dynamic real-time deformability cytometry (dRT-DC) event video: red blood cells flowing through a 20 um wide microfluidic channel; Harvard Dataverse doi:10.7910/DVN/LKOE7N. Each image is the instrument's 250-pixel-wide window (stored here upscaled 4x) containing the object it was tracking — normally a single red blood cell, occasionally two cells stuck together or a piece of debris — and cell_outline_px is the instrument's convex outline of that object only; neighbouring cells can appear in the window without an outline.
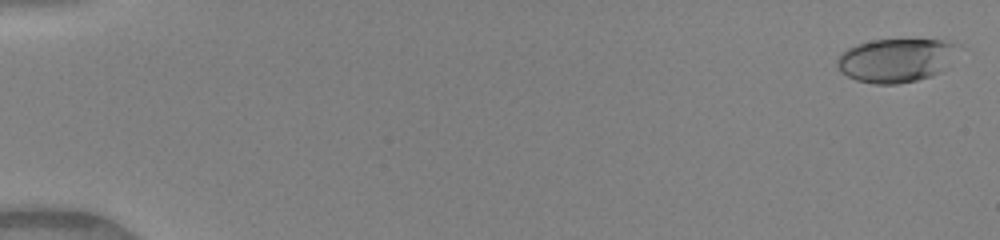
{"species": "human", "species_latin": "Homo sapiens", "temperature_condition": "warm", "stored_images_in_passage": 50, "camera_frame_rate_fps": 3000, "um_per_image_px": 0.085, "donor": {"sex": "female"}, "frame": {"image": 1, "passage_image": 2, "time_ms": 0.333, "image_size_px": [1000, 240], "cell_outline_px": [[960, 44], [940, 72], [932, 76], [916, 80], [896, 84], [876, 84], [856, 80], [840, 72], [836, 64], [836, 60], [840, 52], [856, 44], [872, 40], [944, 40]], "centroid_in_image_um": [76.08, 5.12], "position_along_channel_um": 8.9, "area_um2": 30.58}}
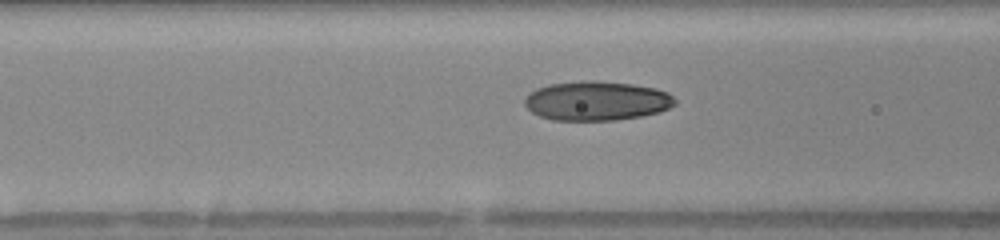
{"frame": {"image": 2, "passage_image": 22, "time_ms": 7.0, "image_size_px": [1000, 240], "cell_outline_px": [[676, 104], [660, 112], [640, 116], [616, 120], [552, 120], [540, 116], [532, 112], [524, 104], [524, 100], [536, 88], [548, 84], [588, 80], [596, 80], [632, 84], [656, 88], [668, 92], [676, 100]], "centroid_in_image_um": [50.73, 8.57], "position_along_channel_um": 115.9, "area_um2": 34.45}}
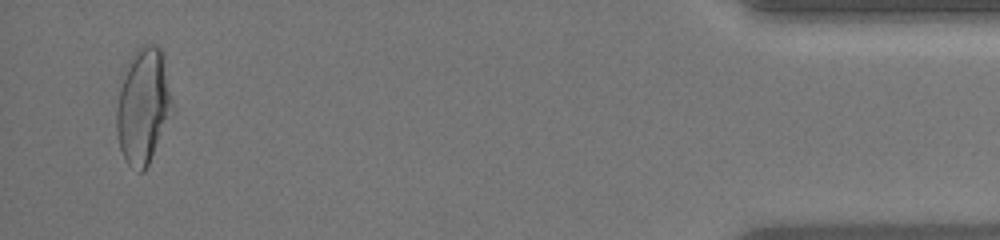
{"frame": {"image": 3, "passage_image": 49, "time_ms": 16.0, "image_size_px": [1000, 240], "cell_outline_px": [[172, 104], [148, 164], [144, 172], [140, 172], [132, 168], [128, 164], [120, 148], [116, 132], [116, 108], [120, 76], [124, 64], [136, 48], [140, 44], [152, 44], [160, 48], [164, 52], [172, 100]], "centroid_in_image_um": [12.1, 8.88], "position_along_channel_um": 423.1, "area_um2": 37.57}, "authors_computed_cell_mechanics": {"area_um2": 32.7148, "velocity_mm_per_s": 4.1613, "shape_relaxation_time_tau1_ms": 5.9293, "shape_relaxation_time_tau2_ms": 0.8094, "deformation_change_tau1": 0.222, "deformation_change_tau2": 0.0569}}